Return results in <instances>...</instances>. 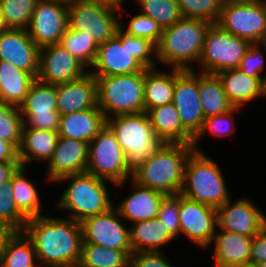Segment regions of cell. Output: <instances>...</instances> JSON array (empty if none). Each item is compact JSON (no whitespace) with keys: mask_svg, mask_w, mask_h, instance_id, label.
I'll list each match as a JSON object with an SVG mask.
<instances>
[{"mask_svg":"<svg viewBox=\"0 0 266 267\" xmlns=\"http://www.w3.org/2000/svg\"><path fill=\"white\" fill-rule=\"evenodd\" d=\"M31 240L41 267H77L82 251L80 222L42 215L29 218L22 230Z\"/></svg>","mask_w":266,"mask_h":267,"instance_id":"6da1fadb","label":"cell"},{"mask_svg":"<svg viewBox=\"0 0 266 267\" xmlns=\"http://www.w3.org/2000/svg\"><path fill=\"white\" fill-rule=\"evenodd\" d=\"M157 64L154 43L129 35L119 28L114 38L99 44L89 72L94 77L115 76L145 71L158 67Z\"/></svg>","mask_w":266,"mask_h":267,"instance_id":"7a4b0ae2","label":"cell"},{"mask_svg":"<svg viewBox=\"0 0 266 267\" xmlns=\"http://www.w3.org/2000/svg\"><path fill=\"white\" fill-rule=\"evenodd\" d=\"M192 144L165 143L155 154L132 167L131 179L165 195L180 194Z\"/></svg>","mask_w":266,"mask_h":267,"instance_id":"3957f363","label":"cell"},{"mask_svg":"<svg viewBox=\"0 0 266 267\" xmlns=\"http://www.w3.org/2000/svg\"><path fill=\"white\" fill-rule=\"evenodd\" d=\"M210 25L202 19L182 17L172 26L162 29L156 45L157 61L171 68L194 69L192 64L200 61L205 33Z\"/></svg>","mask_w":266,"mask_h":267,"instance_id":"277c9868","label":"cell"},{"mask_svg":"<svg viewBox=\"0 0 266 267\" xmlns=\"http://www.w3.org/2000/svg\"><path fill=\"white\" fill-rule=\"evenodd\" d=\"M69 182L56 200V208L69 213V217L81 222L87 217L107 212L114 206L107 183L109 181L88 174L67 175L55 183Z\"/></svg>","mask_w":266,"mask_h":267,"instance_id":"5b68a950","label":"cell"},{"mask_svg":"<svg viewBox=\"0 0 266 267\" xmlns=\"http://www.w3.org/2000/svg\"><path fill=\"white\" fill-rule=\"evenodd\" d=\"M217 161L205 152L193 151L184 169L180 194L184 197L218 208L231 198L224 174Z\"/></svg>","mask_w":266,"mask_h":267,"instance_id":"8992f818","label":"cell"},{"mask_svg":"<svg viewBox=\"0 0 266 267\" xmlns=\"http://www.w3.org/2000/svg\"><path fill=\"white\" fill-rule=\"evenodd\" d=\"M97 82L98 107L106 119L119 115L145 112V71L95 77Z\"/></svg>","mask_w":266,"mask_h":267,"instance_id":"52a82bcc","label":"cell"},{"mask_svg":"<svg viewBox=\"0 0 266 267\" xmlns=\"http://www.w3.org/2000/svg\"><path fill=\"white\" fill-rule=\"evenodd\" d=\"M131 167L155 154L165 142L155 135L146 112L106 119Z\"/></svg>","mask_w":266,"mask_h":267,"instance_id":"ba28073f","label":"cell"},{"mask_svg":"<svg viewBox=\"0 0 266 267\" xmlns=\"http://www.w3.org/2000/svg\"><path fill=\"white\" fill-rule=\"evenodd\" d=\"M124 8L98 0H78L68 6V28L80 31L98 45L105 43L117 35Z\"/></svg>","mask_w":266,"mask_h":267,"instance_id":"9c48e42d","label":"cell"},{"mask_svg":"<svg viewBox=\"0 0 266 267\" xmlns=\"http://www.w3.org/2000/svg\"><path fill=\"white\" fill-rule=\"evenodd\" d=\"M86 172L109 181L114 187L125 186L132 175V167L115 134L105 125L89 143Z\"/></svg>","mask_w":266,"mask_h":267,"instance_id":"30bf717a","label":"cell"},{"mask_svg":"<svg viewBox=\"0 0 266 267\" xmlns=\"http://www.w3.org/2000/svg\"><path fill=\"white\" fill-rule=\"evenodd\" d=\"M251 42L222 30L217 24H211L205 33L198 72L217 74L238 69ZM201 68H200V67Z\"/></svg>","mask_w":266,"mask_h":267,"instance_id":"8fae6325","label":"cell"},{"mask_svg":"<svg viewBox=\"0 0 266 267\" xmlns=\"http://www.w3.org/2000/svg\"><path fill=\"white\" fill-rule=\"evenodd\" d=\"M216 24L224 31L259 43L266 32V8L262 0L223 3Z\"/></svg>","mask_w":266,"mask_h":267,"instance_id":"7c38bea8","label":"cell"},{"mask_svg":"<svg viewBox=\"0 0 266 267\" xmlns=\"http://www.w3.org/2000/svg\"><path fill=\"white\" fill-rule=\"evenodd\" d=\"M19 109L25 126L40 130H59L61 115L57 110L56 85L35 80Z\"/></svg>","mask_w":266,"mask_h":267,"instance_id":"4fadbf2b","label":"cell"},{"mask_svg":"<svg viewBox=\"0 0 266 267\" xmlns=\"http://www.w3.org/2000/svg\"><path fill=\"white\" fill-rule=\"evenodd\" d=\"M126 224L114 206L105 213L87 217L80 222L83 243L132 250Z\"/></svg>","mask_w":266,"mask_h":267,"instance_id":"5bb4252c","label":"cell"},{"mask_svg":"<svg viewBox=\"0 0 266 267\" xmlns=\"http://www.w3.org/2000/svg\"><path fill=\"white\" fill-rule=\"evenodd\" d=\"M180 235L199 248L209 249L217 229L215 207L193 201L179 194Z\"/></svg>","mask_w":266,"mask_h":267,"instance_id":"9a60e30c","label":"cell"},{"mask_svg":"<svg viewBox=\"0 0 266 267\" xmlns=\"http://www.w3.org/2000/svg\"><path fill=\"white\" fill-rule=\"evenodd\" d=\"M195 69L175 68L173 105L181 124L194 137L205 120L199 98V72Z\"/></svg>","mask_w":266,"mask_h":267,"instance_id":"2e32d148","label":"cell"},{"mask_svg":"<svg viewBox=\"0 0 266 267\" xmlns=\"http://www.w3.org/2000/svg\"><path fill=\"white\" fill-rule=\"evenodd\" d=\"M89 72L81 62L59 43L40 48L36 80L59 85L77 80Z\"/></svg>","mask_w":266,"mask_h":267,"instance_id":"e0dca14e","label":"cell"},{"mask_svg":"<svg viewBox=\"0 0 266 267\" xmlns=\"http://www.w3.org/2000/svg\"><path fill=\"white\" fill-rule=\"evenodd\" d=\"M230 198L216 208L217 228L254 237L266 226V215L249 198Z\"/></svg>","mask_w":266,"mask_h":267,"instance_id":"ac0fdd59","label":"cell"},{"mask_svg":"<svg viewBox=\"0 0 266 267\" xmlns=\"http://www.w3.org/2000/svg\"><path fill=\"white\" fill-rule=\"evenodd\" d=\"M68 6L45 0H38L26 29L38 47L56 44L68 28Z\"/></svg>","mask_w":266,"mask_h":267,"instance_id":"d6986e66","label":"cell"},{"mask_svg":"<svg viewBox=\"0 0 266 267\" xmlns=\"http://www.w3.org/2000/svg\"><path fill=\"white\" fill-rule=\"evenodd\" d=\"M89 143L59 137L46 170L47 183H55L61 177L86 172Z\"/></svg>","mask_w":266,"mask_h":267,"instance_id":"ffe728a7","label":"cell"},{"mask_svg":"<svg viewBox=\"0 0 266 267\" xmlns=\"http://www.w3.org/2000/svg\"><path fill=\"white\" fill-rule=\"evenodd\" d=\"M38 47L26 29H12L0 33V61L9 62L16 68L35 77L39 70Z\"/></svg>","mask_w":266,"mask_h":267,"instance_id":"44dd1931","label":"cell"},{"mask_svg":"<svg viewBox=\"0 0 266 267\" xmlns=\"http://www.w3.org/2000/svg\"><path fill=\"white\" fill-rule=\"evenodd\" d=\"M56 92L60 115L98 107L97 82L90 72L77 80L56 85Z\"/></svg>","mask_w":266,"mask_h":267,"instance_id":"7402d4cb","label":"cell"},{"mask_svg":"<svg viewBox=\"0 0 266 267\" xmlns=\"http://www.w3.org/2000/svg\"><path fill=\"white\" fill-rule=\"evenodd\" d=\"M131 194L114 207L120 216L129 222H140L157 218L164 193L134 182L131 178Z\"/></svg>","mask_w":266,"mask_h":267,"instance_id":"603a6c76","label":"cell"},{"mask_svg":"<svg viewBox=\"0 0 266 267\" xmlns=\"http://www.w3.org/2000/svg\"><path fill=\"white\" fill-rule=\"evenodd\" d=\"M253 237L216 229L210 244L214 245V266L230 267L250 261Z\"/></svg>","mask_w":266,"mask_h":267,"instance_id":"cb8c5ba5","label":"cell"},{"mask_svg":"<svg viewBox=\"0 0 266 267\" xmlns=\"http://www.w3.org/2000/svg\"><path fill=\"white\" fill-rule=\"evenodd\" d=\"M58 131L40 130L23 125L18 157L20 165L28 167L34 162L48 163L56 148ZM31 162V163H30Z\"/></svg>","mask_w":266,"mask_h":267,"instance_id":"d4e9b609","label":"cell"},{"mask_svg":"<svg viewBox=\"0 0 266 267\" xmlns=\"http://www.w3.org/2000/svg\"><path fill=\"white\" fill-rule=\"evenodd\" d=\"M106 118L99 107L61 115L59 137L80 140L90 143L104 128Z\"/></svg>","mask_w":266,"mask_h":267,"instance_id":"484cf974","label":"cell"},{"mask_svg":"<svg viewBox=\"0 0 266 267\" xmlns=\"http://www.w3.org/2000/svg\"><path fill=\"white\" fill-rule=\"evenodd\" d=\"M223 90L234 107L244 108L248 103L262 98L264 78L247 76L239 69H231L216 74Z\"/></svg>","mask_w":266,"mask_h":267,"instance_id":"4316f807","label":"cell"},{"mask_svg":"<svg viewBox=\"0 0 266 267\" xmlns=\"http://www.w3.org/2000/svg\"><path fill=\"white\" fill-rule=\"evenodd\" d=\"M146 113L155 135L165 143L192 144L193 136L181 124L173 103L151 108Z\"/></svg>","mask_w":266,"mask_h":267,"instance_id":"83f0119b","label":"cell"},{"mask_svg":"<svg viewBox=\"0 0 266 267\" xmlns=\"http://www.w3.org/2000/svg\"><path fill=\"white\" fill-rule=\"evenodd\" d=\"M129 227L130 243L135 252H164V246L170 245L175 238L157 218L131 223Z\"/></svg>","mask_w":266,"mask_h":267,"instance_id":"f1b7e54d","label":"cell"},{"mask_svg":"<svg viewBox=\"0 0 266 267\" xmlns=\"http://www.w3.org/2000/svg\"><path fill=\"white\" fill-rule=\"evenodd\" d=\"M35 80L31 73L0 61V102L19 108Z\"/></svg>","mask_w":266,"mask_h":267,"instance_id":"f546056e","label":"cell"},{"mask_svg":"<svg viewBox=\"0 0 266 267\" xmlns=\"http://www.w3.org/2000/svg\"><path fill=\"white\" fill-rule=\"evenodd\" d=\"M174 89L175 68H170V71H160L157 67L146 69L144 80L145 112L151 108L172 103Z\"/></svg>","mask_w":266,"mask_h":267,"instance_id":"4dcf8cb0","label":"cell"},{"mask_svg":"<svg viewBox=\"0 0 266 267\" xmlns=\"http://www.w3.org/2000/svg\"><path fill=\"white\" fill-rule=\"evenodd\" d=\"M199 98L205 119L224 114L234 108L216 74L199 72Z\"/></svg>","mask_w":266,"mask_h":267,"instance_id":"1f68e13d","label":"cell"},{"mask_svg":"<svg viewBox=\"0 0 266 267\" xmlns=\"http://www.w3.org/2000/svg\"><path fill=\"white\" fill-rule=\"evenodd\" d=\"M27 167L20 166L12 176L13 198L17 209L27 218L43 214L42 203L33 181L28 180Z\"/></svg>","mask_w":266,"mask_h":267,"instance_id":"d6a6232c","label":"cell"},{"mask_svg":"<svg viewBox=\"0 0 266 267\" xmlns=\"http://www.w3.org/2000/svg\"><path fill=\"white\" fill-rule=\"evenodd\" d=\"M31 240L16 231L0 249V267H41Z\"/></svg>","mask_w":266,"mask_h":267,"instance_id":"836d02e7","label":"cell"},{"mask_svg":"<svg viewBox=\"0 0 266 267\" xmlns=\"http://www.w3.org/2000/svg\"><path fill=\"white\" fill-rule=\"evenodd\" d=\"M132 250H117L83 243L77 267H129Z\"/></svg>","mask_w":266,"mask_h":267,"instance_id":"e575fe53","label":"cell"},{"mask_svg":"<svg viewBox=\"0 0 266 267\" xmlns=\"http://www.w3.org/2000/svg\"><path fill=\"white\" fill-rule=\"evenodd\" d=\"M59 44L87 69L93 65L99 47L92 38L70 28L64 32Z\"/></svg>","mask_w":266,"mask_h":267,"instance_id":"d590c367","label":"cell"},{"mask_svg":"<svg viewBox=\"0 0 266 267\" xmlns=\"http://www.w3.org/2000/svg\"><path fill=\"white\" fill-rule=\"evenodd\" d=\"M142 15L152 18L162 29L172 26L182 18L177 0H134Z\"/></svg>","mask_w":266,"mask_h":267,"instance_id":"8d00e7d4","label":"cell"},{"mask_svg":"<svg viewBox=\"0 0 266 267\" xmlns=\"http://www.w3.org/2000/svg\"><path fill=\"white\" fill-rule=\"evenodd\" d=\"M242 110V108L234 107L230 111L206 118L203 121L201 129L197 132V134L193 137L192 145L194 147V151L202 152L201 147L199 148V142H201L202 136L206 135V132L211 135L217 137H231L233 132H235V119L234 115ZM234 114V115H233Z\"/></svg>","mask_w":266,"mask_h":267,"instance_id":"74e56055","label":"cell"},{"mask_svg":"<svg viewBox=\"0 0 266 267\" xmlns=\"http://www.w3.org/2000/svg\"><path fill=\"white\" fill-rule=\"evenodd\" d=\"M38 0H1L0 7L8 28L27 29Z\"/></svg>","mask_w":266,"mask_h":267,"instance_id":"f35d334b","label":"cell"},{"mask_svg":"<svg viewBox=\"0 0 266 267\" xmlns=\"http://www.w3.org/2000/svg\"><path fill=\"white\" fill-rule=\"evenodd\" d=\"M23 125L20 109L0 102V139L12 143L18 149Z\"/></svg>","mask_w":266,"mask_h":267,"instance_id":"ab89813d","label":"cell"},{"mask_svg":"<svg viewBox=\"0 0 266 267\" xmlns=\"http://www.w3.org/2000/svg\"><path fill=\"white\" fill-rule=\"evenodd\" d=\"M183 18L202 19L216 24L222 0H177Z\"/></svg>","mask_w":266,"mask_h":267,"instance_id":"60d3db41","label":"cell"},{"mask_svg":"<svg viewBox=\"0 0 266 267\" xmlns=\"http://www.w3.org/2000/svg\"><path fill=\"white\" fill-rule=\"evenodd\" d=\"M12 177L0 184V219L8 223L15 231H22L28 220L16 207L13 198Z\"/></svg>","mask_w":266,"mask_h":267,"instance_id":"b9f144b4","label":"cell"},{"mask_svg":"<svg viewBox=\"0 0 266 267\" xmlns=\"http://www.w3.org/2000/svg\"><path fill=\"white\" fill-rule=\"evenodd\" d=\"M129 19L130 20L128 25H126V28L123 25V20H120V28L125 33L135 37L146 38L155 45L159 43L162 34V28L157 22H155L152 18L140 13Z\"/></svg>","mask_w":266,"mask_h":267,"instance_id":"7bdbcfd3","label":"cell"},{"mask_svg":"<svg viewBox=\"0 0 266 267\" xmlns=\"http://www.w3.org/2000/svg\"><path fill=\"white\" fill-rule=\"evenodd\" d=\"M159 219L170 234L175 238L180 235V222H179V194L166 195L159 208L157 215Z\"/></svg>","mask_w":266,"mask_h":267,"instance_id":"ee69618b","label":"cell"},{"mask_svg":"<svg viewBox=\"0 0 266 267\" xmlns=\"http://www.w3.org/2000/svg\"><path fill=\"white\" fill-rule=\"evenodd\" d=\"M264 55L266 56V50L260 43H251L245 56L240 61L238 69L247 76L264 78L261 74L266 70Z\"/></svg>","mask_w":266,"mask_h":267,"instance_id":"f6af8a7d","label":"cell"},{"mask_svg":"<svg viewBox=\"0 0 266 267\" xmlns=\"http://www.w3.org/2000/svg\"><path fill=\"white\" fill-rule=\"evenodd\" d=\"M165 254V251L132 253L129 267H174Z\"/></svg>","mask_w":266,"mask_h":267,"instance_id":"bcb514c9","label":"cell"},{"mask_svg":"<svg viewBox=\"0 0 266 267\" xmlns=\"http://www.w3.org/2000/svg\"><path fill=\"white\" fill-rule=\"evenodd\" d=\"M249 262L256 265L266 262V226L253 237Z\"/></svg>","mask_w":266,"mask_h":267,"instance_id":"7dc6e473","label":"cell"},{"mask_svg":"<svg viewBox=\"0 0 266 267\" xmlns=\"http://www.w3.org/2000/svg\"><path fill=\"white\" fill-rule=\"evenodd\" d=\"M19 161L18 149L5 140L0 139V162Z\"/></svg>","mask_w":266,"mask_h":267,"instance_id":"c3c4849f","label":"cell"},{"mask_svg":"<svg viewBox=\"0 0 266 267\" xmlns=\"http://www.w3.org/2000/svg\"><path fill=\"white\" fill-rule=\"evenodd\" d=\"M20 166L19 161L0 162V184L10 180Z\"/></svg>","mask_w":266,"mask_h":267,"instance_id":"681fc988","label":"cell"},{"mask_svg":"<svg viewBox=\"0 0 266 267\" xmlns=\"http://www.w3.org/2000/svg\"><path fill=\"white\" fill-rule=\"evenodd\" d=\"M16 231L3 219H0V249Z\"/></svg>","mask_w":266,"mask_h":267,"instance_id":"f907efd6","label":"cell"},{"mask_svg":"<svg viewBox=\"0 0 266 267\" xmlns=\"http://www.w3.org/2000/svg\"><path fill=\"white\" fill-rule=\"evenodd\" d=\"M8 29L9 28L7 27V25L5 23V20H4L2 11H1V7H0V33L3 32V31H6Z\"/></svg>","mask_w":266,"mask_h":267,"instance_id":"816d5d0a","label":"cell"},{"mask_svg":"<svg viewBox=\"0 0 266 267\" xmlns=\"http://www.w3.org/2000/svg\"><path fill=\"white\" fill-rule=\"evenodd\" d=\"M98 1H103V2H107V3H110L112 5H115V6H118V7H122L124 6L123 2L124 0H98Z\"/></svg>","mask_w":266,"mask_h":267,"instance_id":"f5cc1de1","label":"cell"},{"mask_svg":"<svg viewBox=\"0 0 266 267\" xmlns=\"http://www.w3.org/2000/svg\"><path fill=\"white\" fill-rule=\"evenodd\" d=\"M45 1H51V2H56L60 3L66 6H70L72 3L78 1V0H45Z\"/></svg>","mask_w":266,"mask_h":267,"instance_id":"db71d44e","label":"cell"},{"mask_svg":"<svg viewBox=\"0 0 266 267\" xmlns=\"http://www.w3.org/2000/svg\"><path fill=\"white\" fill-rule=\"evenodd\" d=\"M230 267H258V265L248 262V263H243L240 265H234V266H230Z\"/></svg>","mask_w":266,"mask_h":267,"instance_id":"11a10c76","label":"cell"},{"mask_svg":"<svg viewBox=\"0 0 266 267\" xmlns=\"http://www.w3.org/2000/svg\"><path fill=\"white\" fill-rule=\"evenodd\" d=\"M257 0H222V3L252 2Z\"/></svg>","mask_w":266,"mask_h":267,"instance_id":"9f6ffc18","label":"cell"},{"mask_svg":"<svg viewBox=\"0 0 266 267\" xmlns=\"http://www.w3.org/2000/svg\"><path fill=\"white\" fill-rule=\"evenodd\" d=\"M263 86H262V98H266V74L264 75Z\"/></svg>","mask_w":266,"mask_h":267,"instance_id":"6f0895ef","label":"cell"},{"mask_svg":"<svg viewBox=\"0 0 266 267\" xmlns=\"http://www.w3.org/2000/svg\"><path fill=\"white\" fill-rule=\"evenodd\" d=\"M261 44V46H263L266 50V32L265 34L263 35L261 41L259 42Z\"/></svg>","mask_w":266,"mask_h":267,"instance_id":"680465c9","label":"cell"},{"mask_svg":"<svg viewBox=\"0 0 266 267\" xmlns=\"http://www.w3.org/2000/svg\"><path fill=\"white\" fill-rule=\"evenodd\" d=\"M258 267H266V262L258 264Z\"/></svg>","mask_w":266,"mask_h":267,"instance_id":"91938a15","label":"cell"},{"mask_svg":"<svg viewBox=\"0 0 266 267\" xmlns=\"http://www.w3.org/2000/svg\"><path fill=\"white\" fill-rule=\"evenodd\" d=\"M262 2L264 3V5H265V8H266V0H262Z\"/></svg>","mask_w":266,"mask_h":267,"instance_id":"94428289","label":"cell"}]
</instances>
